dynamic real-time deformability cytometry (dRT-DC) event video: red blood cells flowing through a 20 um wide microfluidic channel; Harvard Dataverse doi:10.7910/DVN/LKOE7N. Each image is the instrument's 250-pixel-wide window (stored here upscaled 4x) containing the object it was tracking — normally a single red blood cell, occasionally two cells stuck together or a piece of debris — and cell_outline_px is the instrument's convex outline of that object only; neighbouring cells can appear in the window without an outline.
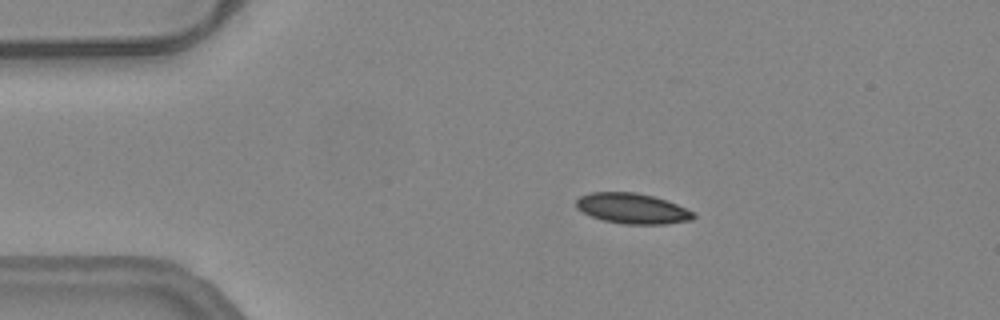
{"species": "common noctule bat (a hibernating species)", "species_latin": "Nyctalus noctula", "temperature_condition": "warm", "stored_images_in_passage": 55, "camera_frame_rate_fps": 3000, "um_per_image_px": 0.085, "animal": {"sex": "female", "body_mass_g": 24.6, "forearm_length_mm": 56.2}, "frame": {"image": 1, "passage_image": 11, "time_ms": 3.333, "image_size_px": [1000, 320], "cell_outline_px": [[696, 216], [692, 220], [664, 224], [624, 224], [604, 220], [592, 216], [576, 208], [576, 200], [580, 196], [592, 192], [636, 192], [668, 200], [692, 212]], "centroid_in_image_um": [53.74, 17.71], "position_along_channel_um": 31.3, "area_um2": 20.63}}
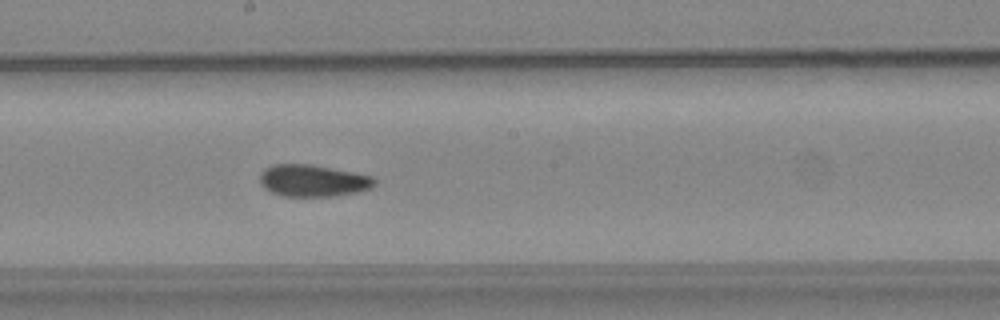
{"frame": {"image": 2, "passage_image": 30, "time_ms": 9.667, "image_size_px": [1000, 320], "cell_outline_px": [[376, 184], [372, 188], [360, 192], [336, 196], [284, 196], [272, 192], [264, 188], [260, 184], [260, 172], [264, 168], [272, 164], [312, 164], [372, 176], [376, 180]], "centroid_in_image_um": [26.61, 15.35], "position_along_channel_um": 221.6, "area_um2": 21.56}}
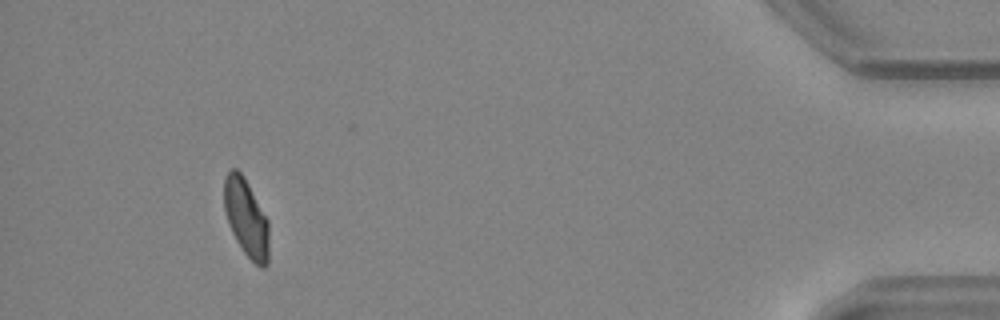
{"frame": {"image": 3, "passage_image": 51, "time_ms": 16.667, "image_size_px": [1000, 320], "cell_outline_px": [[268, 264], [264, 268], [260, 268], [244, 252], [236, 240], [228, 224], [224, 208], [224, 176], [232, 168], [236, 168], [244, 176], [268, 220]], "centroid_in_image_um": [20.92, 18.51], "position_along_channel_um": 414.3, "area_um2": 20.29}, "authors_computed_cell_mechanics": {"area_um2": 21.097, "velocity_mm_per_s": 3.7615, "shape_relaxation_time_tau1_ms": null, "shape_relaxation_time_tau2_ms": 2.3595, "deformation_change_tau1": null, "deformation_change_tau2": 0.0602}}